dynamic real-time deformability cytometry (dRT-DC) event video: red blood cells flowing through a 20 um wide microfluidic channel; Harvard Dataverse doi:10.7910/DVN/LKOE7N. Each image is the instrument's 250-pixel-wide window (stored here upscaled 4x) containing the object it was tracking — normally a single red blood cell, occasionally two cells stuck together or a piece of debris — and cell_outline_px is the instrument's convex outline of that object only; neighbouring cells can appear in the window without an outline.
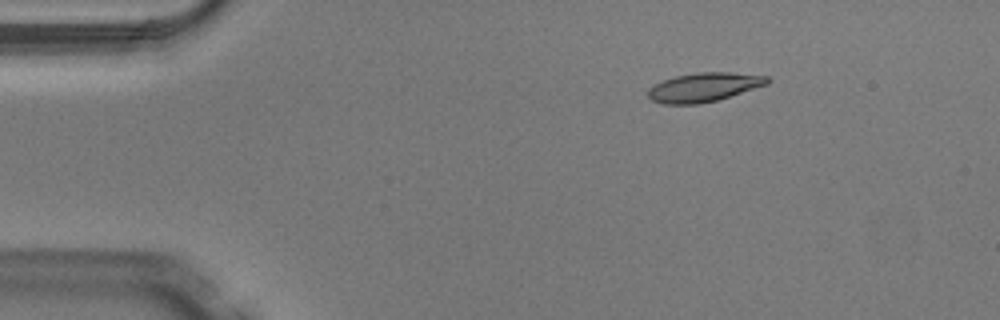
{"species": "Egyptian fruit bat (a non-hibernating species)", "species_latin": "Rousettus aegyptiacus", "temperature_condition": "warm", "stored_images_in_passage": 5, "segment_of_instrument_passage": [1, 2], "camera_frame_rate_fps": 3000, "um_per_image_px": 0.085, "animal": {"sex": "male"}, "frame": {"image": 1, "passage_image": 3, "time_ms": 0.667, "image_size_px": [1000, 320], "cell_outline_px": [[772, 80], [768, 84], [716, 100], [700, 104], [664, 104], [652, 100], [648, 96], [648, 88], [664, 80], [676, 76], [696, 72], [732, 72], [768, 76]], "centroid_in_image_um": [59.85, 7.4], "position_along_channel_um": 25.2, "area_um2": 20.06}}